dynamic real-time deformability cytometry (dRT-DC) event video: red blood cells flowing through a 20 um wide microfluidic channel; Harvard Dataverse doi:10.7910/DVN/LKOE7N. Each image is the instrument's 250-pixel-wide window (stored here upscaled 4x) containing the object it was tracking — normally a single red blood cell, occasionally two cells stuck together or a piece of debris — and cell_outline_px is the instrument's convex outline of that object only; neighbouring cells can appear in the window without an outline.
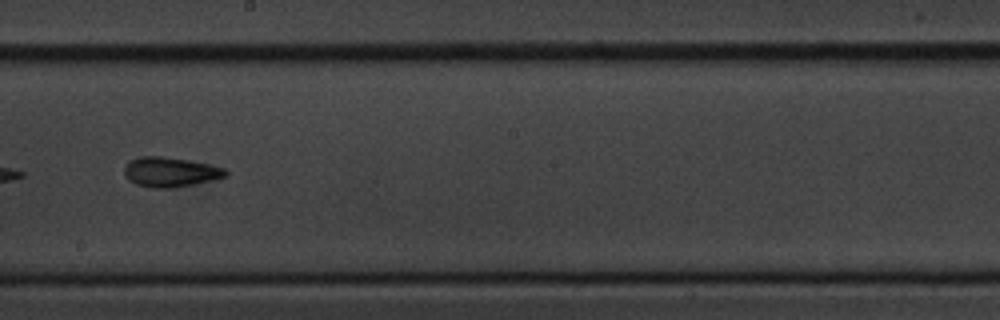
{"species": "common noctule bat (a hibernating species)", "species_latin": "Nyctalus noctula", "temperature_condition": "cold", "stored_images_in_passage": 9, "camera_frame_rate_fps": 3000, "um_per_image_px": 0.085, "animal": {"sex": "male", "body_mass_g": 20.1, "forearm_length_mm": 53.5}, "frame": {"image": 1, "passage_image": 7, "time_ms": 7.667, "image_size_px": [1000, 320], "cell_outline_px": [[228, 176], [216, 180], [176, 188], [152, 188], [136, 184], [128, 180], [124, 176], [124, 168], [128, 160], [140, 156], [160, 156], [188, 160], [208, 164], [224, 168], [228, 172]], "centroid_in_image_um": [14.48, 14.63], "position_along_channel_um": 233.7, "area_um2": 17.92}}
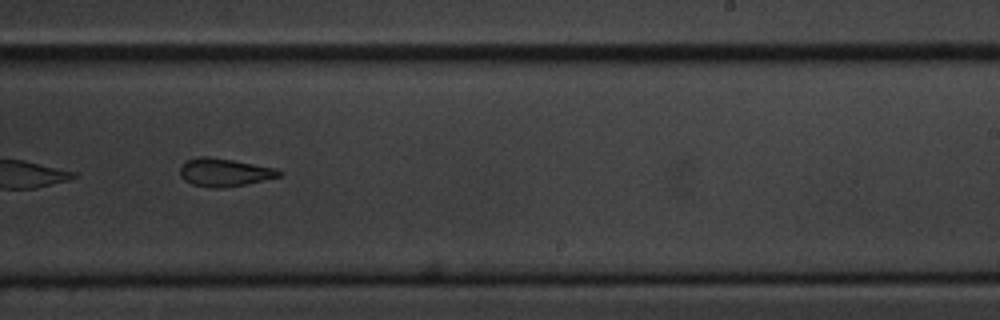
{"frame": {"image": 2, "passage_image": 8, "time_ms": 8.667, "image_size_px": [1000, 320], "cell_outline_px": [[284, 172], [280, 176], [244, 184], [224, 188], [212, 188], [192, 184], [184, 180], [180, 176], [180, 164], [188, 160], [200, 156], [208, 156], [232, 160], [276, 168]], "centroid_in_image_um": [19.04, 14.65], "position_along_channel_um": 270.0, "area_um2": 16.13}}